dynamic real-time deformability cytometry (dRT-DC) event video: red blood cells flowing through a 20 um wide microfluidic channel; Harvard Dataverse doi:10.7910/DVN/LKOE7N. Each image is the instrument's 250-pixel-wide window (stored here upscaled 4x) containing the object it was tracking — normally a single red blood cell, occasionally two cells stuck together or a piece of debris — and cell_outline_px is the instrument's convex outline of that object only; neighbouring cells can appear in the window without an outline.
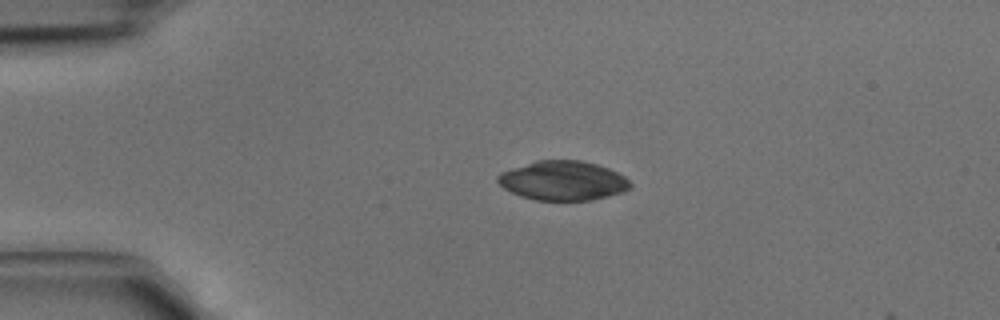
{"species": "common noctule bat (a hibernating species)", "species_latin": "Nyctalus noctula", "temperature_condition": "cold", "stored_images_in_passage": 2, "camera_frame_rate_fps": 3000, "um_per_image_px": 0.085, "animal": {"sex": "male", "body_mass_g": 15.6}, "frame": {"image": 1, "passage_image": 1, "time_ms": 0.0, "image_size_px": [1000, 320], "cell_outline_px": [[632, 184], [628, 188], [620, 192], [608, 196], [588, 200], [536, 200], [520, 196], [504, 188], [496, 180], [496, 176], [500, 172], [536, 160], [580, 160], [596, 164], [608, 168], [624, 176]], "centroid_in_image_um": [47.81, 15.35], "position_along_channel_um": 37.2, "area_um2": 30.17}}